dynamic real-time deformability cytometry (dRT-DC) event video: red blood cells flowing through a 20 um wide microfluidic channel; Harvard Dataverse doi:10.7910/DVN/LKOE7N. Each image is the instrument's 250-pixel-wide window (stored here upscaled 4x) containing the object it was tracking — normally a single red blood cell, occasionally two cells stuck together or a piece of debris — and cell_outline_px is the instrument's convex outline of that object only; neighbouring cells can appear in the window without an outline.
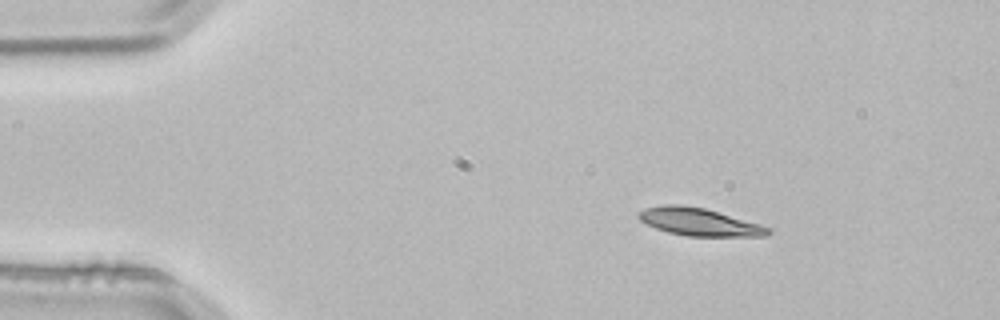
{"species": "common noctule bat (a hibernating species)", "species_latin": "Nyctalus noctula", "temperature_condition": "room temperature", "stored_images_in_passage": 2, "camera_frame_rate_fps": 3000, "um_per_image_px": 0.085, "animal": {"sex": "male", "body_mass_g": 21.5, "forearm_length_mm": 52.0}, "frame": {"image": 1, "passage_image": 1, "time_ms": 0.0, "image_size_px": [1000, 320], "cell_outline_px": [[772, 232], [764, 236], [688, 236], [668, 232], [656, 228], [640, 220], [636, 216], [644, 208], [664, 204], [680, 204], [704, 208], [760, 224], [772, 228]], "centroid_in_image_um": [59.43, 18.86], "position_along_channel_um": 25.6, "area_um2": 20.75}}